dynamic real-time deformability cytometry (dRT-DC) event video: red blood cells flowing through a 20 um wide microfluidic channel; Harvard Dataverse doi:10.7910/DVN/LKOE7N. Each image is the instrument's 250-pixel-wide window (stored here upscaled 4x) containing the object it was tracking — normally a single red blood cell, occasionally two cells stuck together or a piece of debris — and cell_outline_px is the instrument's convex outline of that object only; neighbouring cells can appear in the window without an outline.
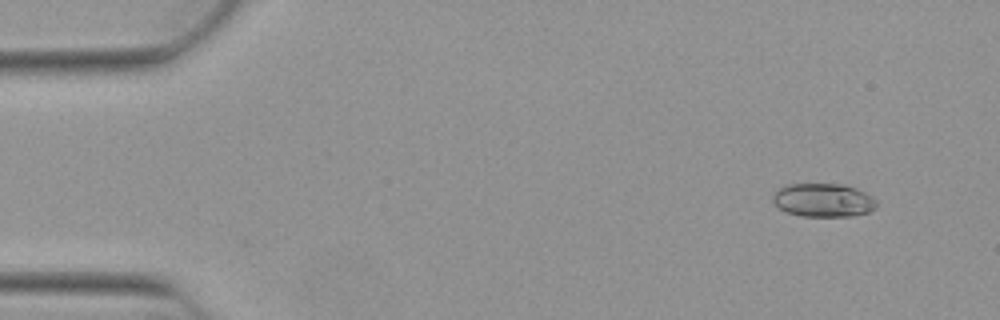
{"species": "Egyptian fruit bat (a non-hibernating species)", "species_latin": "Rousettus aegyptiacus", "temperature_condition": "warm", "stored_images_in_passage": 53, "camera_frame_rate_fps": 3000, "um_per_image_px": 0.085, "animal": {"sex": "female"}, "frame": {"image": 1, "passage_image": 5, "time_ms": 1.333, "image_size_px": [1000, 320], "cell_outline_px": [[876, 208], [868, 212], [852, 216], [800, 216], [784, 212], [772, 200], [772, 196], [784, 184], [844, 184], [856, 188], [872, 196], [876, 200]], "centroid_in_image_um": [69.98, 17.01], "position_along_channel_um": 15.0, "area_um2": 20.35}}
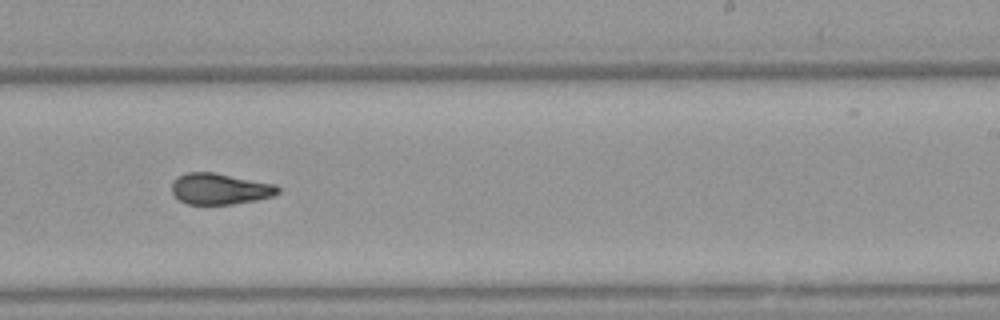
{"frame": {"image": 2, "passage_image": 33, "time_ms": 10.667, "image_size_px": [1000, 320], "cell_outline_px": [[280, 192], [272, 196], [256, 200], [232, 204], [188, 204], [180, 200], [172, 192], [172, 184], [184, 172], [212, 172], [276, 184], [280, 188]], "centroid_in_image_um": [18.72, 16.05], "position_along_channel_um": 270.3, "area_um2": 19.07}}
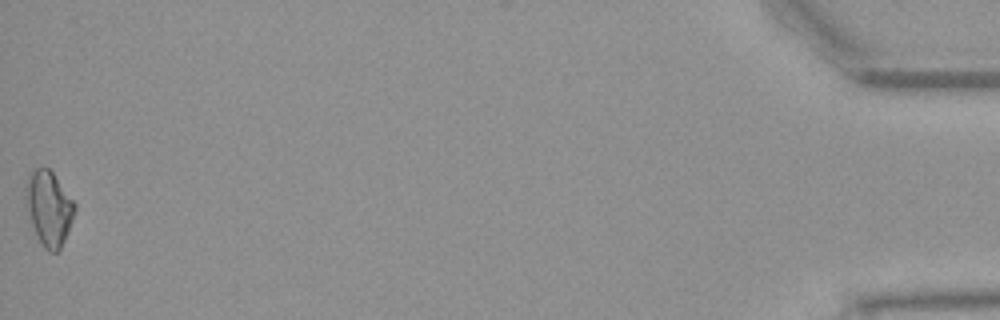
{"frame": {"image": 3, "passage_image": 53, "time_ms": 17.333, "image_size_px": [1000, 320], "cell_outline_px": [[76, 208], [72, 220], [64, 240], [60, 248], [56, 252], [48, 252], [44, 248], [32, 224], [28, 208], [24, 188], [28, 176], [36, 168], [48, 168], [52, 172], [76, 204]], "centroid_in_image_um": [4.16, 17.68], "position_along_channel_um": 431.0, "area_um2": 20.69}, "authors_computed_cell_mechanics": {"area_um2": 19.7676, "velocity_mm_per_s": 3.9041, "shape_relaxation_time_tau1_ms": null, "shape_relaxation_time_tau2_ms": 2.4566, "deformation_change_tau1": null, "deformation_change_tau2": 0.0809}}